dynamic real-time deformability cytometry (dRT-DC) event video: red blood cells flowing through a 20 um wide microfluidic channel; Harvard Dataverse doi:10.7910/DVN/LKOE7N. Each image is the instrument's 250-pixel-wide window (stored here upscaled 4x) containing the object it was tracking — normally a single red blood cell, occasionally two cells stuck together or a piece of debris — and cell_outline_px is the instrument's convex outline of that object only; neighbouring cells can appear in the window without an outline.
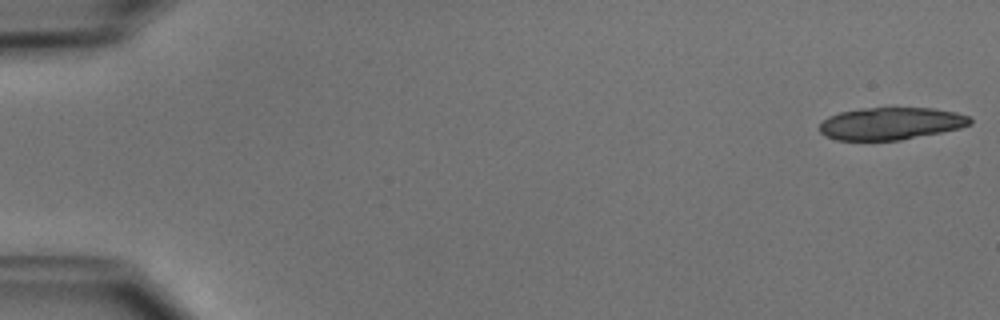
{"species": "common noctule bat (a hibernating species)", "species_latin": "Nyctalus noctula", "temperature_condition": "cold", "stored_images_in_passage": 19, "camera_frame_rate_fps": 3000, "um_per_image_px": 0.085, "animal": {"sex": "male", "body_mass_g": 15.6}, "frame": {"image": 1, "passage_image": 1, "time_ms": 0.0, "image_size_px": [1000, 320], "cell_outline_px": [[972, 124], [960, 128], [900, 140], [836, 140], [824, 136], [820, 132], [820, 124], [828, 116], [840, 112], [860, 108], [932, 108], [956, 112], [968, 116], [972, 120]], "centroid_in_image_um": [75.7, 10.5], "position_along_channel_um": 9.3, "area_um2": 28.32}}